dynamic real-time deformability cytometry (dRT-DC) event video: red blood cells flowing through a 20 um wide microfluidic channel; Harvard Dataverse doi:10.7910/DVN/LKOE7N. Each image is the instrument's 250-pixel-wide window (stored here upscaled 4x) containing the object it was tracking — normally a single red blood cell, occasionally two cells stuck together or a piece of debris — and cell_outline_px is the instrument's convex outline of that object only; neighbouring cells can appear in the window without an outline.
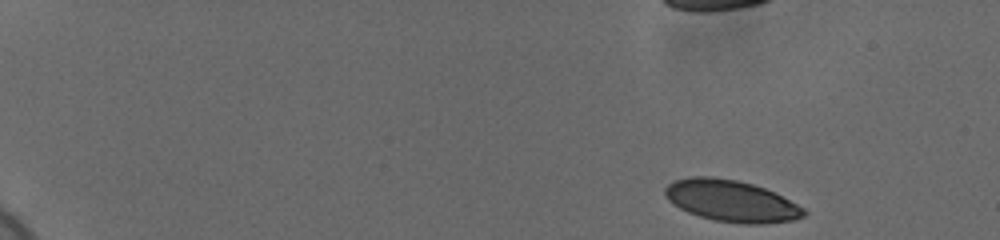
{"species": "human", "species_latin": "Homo sapiens", "temperature_condition": "cold", "stored_images_in_passage": 44, "camera_frame_rate_fps": 3000, "um_per_image_px": 0.085, "donor": {"sex": "female"}, "frame": {"image": 1, "passage_image": 1, "time_ms": 0.0, "image_size_px": [1000, 240], "cell_outline_px": [[808, 212], [804, 216], [792, 220], [764, 224], [744, 224], [712, 220], [688, 212], [680, 208], [668, 200], [664, 196], [664, 188], [668, 184], [676, 180], [692, 176], [712, 176], [736, 180], [752, 184], [764, 188], [804, 208]], "centroid_in_image_um": [62.13, 17.08], "position_along_channel_um": 22.9, "area_um2": 33.47}}